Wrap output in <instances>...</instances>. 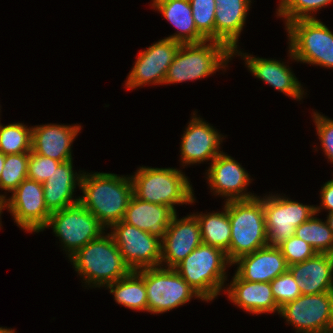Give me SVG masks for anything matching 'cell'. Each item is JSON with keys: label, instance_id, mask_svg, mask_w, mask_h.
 Listing matches in <instances>:
<instances>
[{"label": "cell", "instance_id": "6da1fadb", "mask_svg": "<svg viewBox=\"0 0 333 333\" xmlns=\"http://www.w3.org/2000/svg\"><path fill=\"white\" fill-rule=\"evenodd\" d=\"M79 189V202L107 229L123 220L133 196L131 176L114 173L83 172Z\"/></svg>", "mask_w": 333, "mask_h": 333}, {"label": "cell", "instance_id": "7a4b0ae2", "mask_svg": "<svg viewBox=\"0 0 333 333\" xmlns=\"http://www.w3.org/2000/svg\"><path fill=\"white\" fill-rule=\"evenodd\" d=\"M69 260L89 287H106L132 271L124 262L110 233H102L79 249Z\"/></svg>", "mask_w": 333, "mask_h": 333}, {"label": "cell", "instance_id": "3957f363", "mask_svg": "<svg viewBox=\"0 0 333 333\" xmlns=\"http://www.w3.org/2000/svg\"><path fill=\"white\" fill-rule=\"evenodd\" d=\"M224 206L231 224L230 247L226 252L231 263L268 245L263 198L256 195L247 200H231Z\"/></svg>", "mask_w": 333, "mask_h": 333}, {"label": "cell", "instance_id": "277c9868", "mask_svg": "<svg viewBox=\"0 0 333 333\" xmlns=\"http://www.w3.org/2000/svg\"><path fill=\"white\" fill-rule=\"evenodd\" d=\"M226 265L230 267L232 263L223 250L201 243L174 269L204 301L209 302L224 288Z\"/></svg>", "mask_w": 333, "mask_h": 333}, {"label": "cell", "instance_id": "5b68a950", "mask_svg": "<svg viewBox=\"0 0 333 333\" xmlns=\"http://www.w3.org/2000/svg\"><path fill=\"white\" fill-rule=\"evenodd\" d=\"M131 175L133 195L140 200L166 205L175 212V205L195 201L188 177L176 168L140 167Z\"/></svg>", "mask_w": 333, "mask_h": 333}, {"label": "cell", "instance_id": "8992f818", "mask_svg": "<svg viewBox=\"0 0 333 333\" xmlns=\"http://www.w3.org/2000/svg\"><path fill=\"white\" fill-rule=\"evenodd\" d=\"M231 57H234L233 52L219 41L181 44L168 68L164 84H177L211 76L219 69H225Z\"/></svg>", "mask_w": 333, "mask_h": 333}, {"label": "cell", "instance_id": "52a82bcc", "mask_svg": "<svg viewBox=\"0 0 333 333\" xmlns=\"http://www.w3.org/2000/svg\"><path fill=\"white\" fill-rule=\"evenodd\" d=\"M290 59L333 68V32L318 19H299L285 26Z\"/></svg>", "mask_w": 333, "mask_h": 333}, {"label": "cell", "instance_id": "ba28073f", "mask_svg": "<svg viewBox=\"0 0 333 333\" xmlns=\"http://www.w3.org/2000/svg\"><path fill=\"white\" fill-rule=\"evenodd\" d=\"M143 279L147 293V312L162 314L186 304L193 297L203 299L174 268L162 266L136 271Z\"/></svg>", "mask_w": 333, "mask_h": 333}, {"label": "cell", "instance_id": "9c48e42d", "mask_svg": "<svg viewBox=\"0 0 333 333\" xmlns=\"http://www.w3.org/2000/svg\"><path fill=\"white\" fill-rule=\"evenodd\" d=\"M50 226L55 235L59 237L68 258L87 243L105 233V228L98 219L80 202L52 212L41 231Z\"/></svg>", "mask_w": 333, "mask_h": 333}, {"label": "cell", "instance_id": "30bf717a", "mask_svg": "<svg viewBox=\"0 0 333 333\" xmlns=\"http://www.w3.org/2000/svg\"><path fill=\"white\" fill-rule=\"evenodd\" d=\"M300 333H333V291L300 295L279 310Z\"/></svg>", "mask_w": 333, "mask_h": 333}, {"label": "cell", "instance_id": "8fae6325", "mask_svg": "<svg viewBox=\"0 0 333 333\" xmlns=\"http://www.w3.org/2000/svg\"><path fill=\"white\" fill-rule=\"evenodd\" d=\"M264 197L263 208L268 246L278 247L294 236L300 224L315 214V205H303L277 194Z\"/></svg>", "mask_w": 333, "mask_h": 333}, {"label": "cell", "instance_id": "7c38bea8", "mask_svg": "<svg viewBox=\"0 0 333 333\" xmlns=\"http://www.w3.org/2000/svg\"><path fill=\"white\" fill-rule=\"evenodd\" d=\"M110 229L124 262L132 271L160 266L161 239L123 220Z\"/></svg>", "mask_w": 333, "mask_h": 333}, {"label": "cell", "instance_id": "4fadbf2b", "mask_svg": "<svg viewBox=\"0 0 333 333\" xmlns=\"http://www.w3.org/2000/svg\"><path fill=\"white\" fill-rule=\"evenodd\" d=\"M6 202L14 222L27 232H41L51 215L45 204L43 184L28 178L18 185Z\"/></svg>", "mask_w": 333, "mask_h": 333}, {"label": "cell", "instance_id": "5bb4252c", "mask_svg": "<svg viewBox=\"0 0 333 333\" xmlns=\"http://www.w3.org/2000/svg\"><path fill=\"white\" fill-rule=\"evenodd\" d=\"M180 46V42L164 38L140 51L125 87L135 89L146 84H164L168 68Z\"/></svg>", "mask_w": 333, "mask_h": 333}, {"label": "cell", "instance_id": "9a60e30c", "mask_svg": "<svg viewBox=\"0 0 333 333\" xmlns=\"http://www.w3.org/2000/svg\"><path fill=\"white\" fill-rule=\"evenodd\" d=\"M210 164L206 178L214 195L227 197L226 202L256 197L252 193L246 192L252 179L234 158L226 153H221Z\"/></svg>", "mask_w": 333, "mask_h": 333}, {"label": "cell", "instance_id": "2e32d148", "mask_svg": "<svg viewBox=\"0 0 333 333\" xmlns=\"http://www.w3.org/2000/svg\"><path fill=\"white\" fill-rule=\"evenodd\" d=\"M223 137L213 126L193 113L192 119L182 135L180 145L182 166L200 164L206 160L212 162L223 153L220 151Z\"/></svg>", "mask_w": 333, "mask_h": 333}, {"label": "cell", "instance_id": "e0dca14e", "mask_svg": "<svg viewBox=\"0 0 333 333\" xmlns=\"http://www.w3.org/2000/svg\"><path fill=\"white\" fill-rule=\"evenodd\" d=\"M201 243L197 217L192 214L178 219L176 213L161 240L160 266L166 264L164 267L174 268Z\"/></svg>", "mask_w": 333, "mask_h": 333}, {"label": "cell", "instance_id": "ac0fdd59", "mask_svg": "<svg viewBox=\"0 0 333 333\" xmlns=\"http://www.w3.org/2000/svg\"><path fill=\"white\" fill-rule=\"evenodd\" d=\"M232 264L237 265L235 274L240 279L269 283L289 267L280 248L268 245L240 256Z\"/></svg>", "mask_w": 333, "mask_h": 333}, {"label": "cell", "instance_id": "d6986e66", "mask_svg": "<svg viewBox=\"0 0 333 333\" xmlns=\"http://www.w3.org/2000/svg\"><path fill=\"white\" fill-rule=\"evenodd\" d=\"M80 125L45 124L32 127L31 151L60 162L73 160L71 145Z\"/></svg>", "mask_w": 333, "mask_h": 333}, {"label": "cell", "instance_id": "ffe728a7", "mask_svg": "<svg viewBox=\"0 0 333 333\" xmlns=\"http://www.w3.org/2000/svg\"><path fill=\"white\" fill-rule=\"evenodd\" d=\"M240 55L249 71L258 79L275 88L283 94L296 100H301L304 95L303 87L296 76L292 73L290 67L284 62L281 63L275 59H263L242 53L239 50L233 52V56ZM245 54V55H244Z\"/></svg>", "mask_w": 333, "mask_h": 333}, {"label": "cell", "instance_id": "44dd1931", "mask_svg": "<svg viewBox=\"0 0 333 333\" xmlns=\"http://www.w3.org/2000/svg\"><path fill=\"white\" fill-rule=\"evenodd\" d=\"M288 270L302 295L333 291V254L316 253L301 263L290 265Z\"/></svg>", "mask_w": 333, "mask_h": 333}, {"label": "cell", "instance_id": "7402d4cb", "mask_svg": "<svg viewBox=\"0 0 333 333\" xmlns=\"http://www.w3.org/2000/svg\"><path fill=\"white\" fill-rule=\"evenodd\" d=\"M227 297L232 303L252 314H279L280 308L276 304L269 282H251L233 276L227 290Z\"/></svg>", "mask_w": 333, "mask_h": 333}, {"label": "cell", "instance_id": "603a6c76", "mask_svg": "<svg viewBox=\"0 0 333 333\" xmlns=\"http://www.w3.org/2000/svg\"><path fill=\"white\" fill-rule=\"evenodd\" d=\"M215 41L237 50L239 36L245 26L251 0H215Z\"/></svg>", "mask_w": 333, "mask_h": 333}, {"label": "cell", "instance_id": "cb8c5ba5", "mask_svg": "<svg viewBox=\"0 0 333 333\" xmlns=\"http://www.w3.org/2000/svg\"><path fill=\"white\" fill-rule=\"evenodd\" d=\"M176 213L166 205L146 202L133 195L123 221L162 240Z\"/></svg>", "mask_w": 333, "mask_h": 333}, {"label": "cell", "instance_id": "d4e9b609", "mask_svg": "<svg viewBox=\"0 0 333 333\" xmlns=\"http://www.w3.org/2000/svg\"><path fill=\"white\" fill-rule=\"evenodd\" d=\"M72 162L61 163L43 183L45 204L51 213L79 203V197L74 199L73 195L76 185H81L83 173H74Z\"/></svg>", "mask_w": 333, "mask_h": 333}, {"label": "cell", "instance_id": "484cf974", "mask_svg": "<svg viewBox=\"0 0 333 333\" xmlns=\"http://www.w3.org/2000/svg\"><path fill=\"white\" fill-rule=\"evenodd\" d=\"M152 7L161 12L177 32L166 37L181 44L201 43L207 39L197 30L189 0H152Z\"/></svg>", "mask_w": 333, "mask_h": 333}, {"label": "cell", "instance_id": "4316f807", "mask_svg": "<svg viewBox=\"0 0 333 333\" xmlns=\"http://www.w3.org/2000/svg\"><path fill=\"white\" fill-rule=\"evenodd\" d=\"M193 214L200 225L202 243L219 248L226 253L231 239V224L226 207L224 206L222 212Z\"/></svg>", "mask_w": 333, "mask_h": 333}, {"label": "cell", "instance_id": "83f0119b", "mask_svg": "<svg viewBox=\"0 0 333 333\" xmlns=\"http://www.w3.org/2000/svg\"><path fill=\"white\" fill-rule=\"evenodd\" d=\"M106 287L114 295L116 303L132 310L147 311L144 279L136 271H131L127 276Z\"/></svg>", "mask_w": 333, "mask_h": 333}, {"label": "cell", "instance_id": "f1b7e54d", "mask_svg": "<svg viewBox=\"0 0 333 333\" xmlns=\"http://www.w3.org/2000/svg\"><path fill=\"white\" fill-rule=\"evenodd\" d=\"M313 214L306 222L295 230V236L307 242L316 253L333 254V232L327 221L314 217Z\"/></svg>", "mask_w": 333, "mask_h": 333}, {"label": "cell", "instance_id": "f546056e", "mask_svg": "<svg viewBox=\"0 0 333 333\" xmlns=\"http://www.w3.org/2000/svg\"><path fill=\"white\" fill-rule=\"evenodd\" d=\"M32 127L23 123L3 126L0 123V151L4 155L21 154L31 151Z\"/></svg>", "mask_w": 333, "mask_h": 333}, {"label": "cell", "instance_id": "4dcf8cb0", "mask_svg": "<svg viewBox=\"0 0 333 333\" xmlns=\"http://www.w3.org/2000/svg\"><path fill=\"white\" fill-rule=\"evenodd\" d=\"M29 152L5 155V163L0 177L1 190L12 193L27 179Z\"/></svg>", "mask_w": 333, "mask_h": 333}, {"label": "cell", "instance_id": "1f68e13d", "mask_svg": "<svg viewBox=\"0 0 333 333\" xmlns=\"http://www.w3.org/2000/svg\"><path fill=\"white\" fill-rule=\"evenodd\" d=\"M333 0H281L276 14L285 19V25L299 19H315L313 13Z\"/></svg>", "mask_w": 333, "mask_h": 333}, {"label": "cell", "instance_id": "d6a6232c", "mask_svg": "<svg viewBox=\"0 0 333 333\" xmlns=\"http://www.w3.org/2000/svg\"><path fill=\"white\" fill-rule=\"evenodd\" d=\"M197 30L207 39L215 40V0H189Z\"/></svg>", "mask_w": 333, "mask_h": 333}, {"label": "cell", "instance_id": "836d02e7", "mask_svg": "<svg viewBox=\"0 0 333 333\" xmlns=\"http://www.w3.org/2000/svg\"><path fill=\"white\" fill-rule=\"evenodd\" d=\"M270 285L279 308L302 295L297 281L293 278L289 270L273 279Z\"/></svg>", "mask_w": 333, "mask_h": 333}, {"label": "cell", "instance_id": "e575fe53", "mask_svg": "<svg viewBox=\"0 0 333 333\" xmlns=\"http://www.w3.org/2000/svg\"><path fill=\"white\" fill-rule=\"evenodd\" d=\"M280 250L288 266L301 263L316 254V251L304 240L297 238L295 235L281 243Z\"/></svg>", "mask_w": 333, "mask_h": 333}, {"label": "cell", "instance_id": "d590c367", "mask_svg": "<svg viewBox=\"0 0 333 333\" xmlns=\"http://www.w3.org/2000/svg\"><path fill=\"white\" fill-rule=\"evenodd\" d=\"M61 163L30 151L27 178L43 184Z\"/></svg>", "mask_w": 333, "mask_h": 333}, {"label": "cell", "instance_id": "8d00e7d4", "mask_svg": "<svg viewBox=\"0 0 333 333\" xmlns=\"http://www.w3.org/2000/svg\"><path fill=\"white\" fill-rule=\"evenodd\" d=\"M312 116L314 117L321 148L330 162L333 163V120L318 112H314Z\"/></svg>", "mask_w": 333, "mask_h": 333}, {"label": "cell", "instance_id": "74e56055", "mask_svg": "<svg viewBox=\"0 0 333 333\" xmlns=\"http://www.w3.org/2000/svg\"><path fill=\"white\" fill-rule=\"evenodd\" d=\"M321 205L315 207V213H320L322 208L328 210V212H333V179L327 181L322 187L320 192Z\"/></svg>", "mask_w": 333, "mask_h": 333}, {"label": "cell", "instance_id": "f35d334b", "mask_svg": "<svg viewBox=\"0 0 333 333\" xmlns=\"http://www.w3.org/2000/svg\"><path fill=\"white\" fill-rule=\"evenodd\" d=\"M6 198H7L6 195H1L0 194V218H1V214H2L3 209L7 208ZM0 226H1V223H0Z\"/></svg>", "mask_w": 333, "mask_h": 333}, {"label": "cell", "instance_id": "ab89813d", "mask_svg": "<svg viewBox=\"0 0 333 333\" xmlns=\"http://www.w3.org/2000/svg\"><path fill=\"white\" fill-rule=\"evenodd\" d=\"M326 221L333 232V212L328 213Z\"/></svg>", "mask_w": 333, "mask_h": 333}, {"label": "cell", "instance_id": "60d3db41", "mask_svg": "<svg viewBox=\"0 0 333 333\" xmlns=\"http://www.w3.org/2000/svg\"><path fill=\"white\" fill-rule=\"evenodd\" d=\"M5 163V155L0 151V177Z\"/></svg>", "mask_w": 333, "mask_h": 333}, {"label": "cell", "instance_id": "b9f144b4", "mask_svg": "<svg viewBox=\"0 0 333 333\" xmlns=\"http://www.w3.org/2000/svg\"><path fill=\"white\" fill-rule=\"evenodd\" d=\"M14 329L0 327V333H12Z\"/></svg>", "mask_w": 333, "mask_h": 333}]
</instances>
